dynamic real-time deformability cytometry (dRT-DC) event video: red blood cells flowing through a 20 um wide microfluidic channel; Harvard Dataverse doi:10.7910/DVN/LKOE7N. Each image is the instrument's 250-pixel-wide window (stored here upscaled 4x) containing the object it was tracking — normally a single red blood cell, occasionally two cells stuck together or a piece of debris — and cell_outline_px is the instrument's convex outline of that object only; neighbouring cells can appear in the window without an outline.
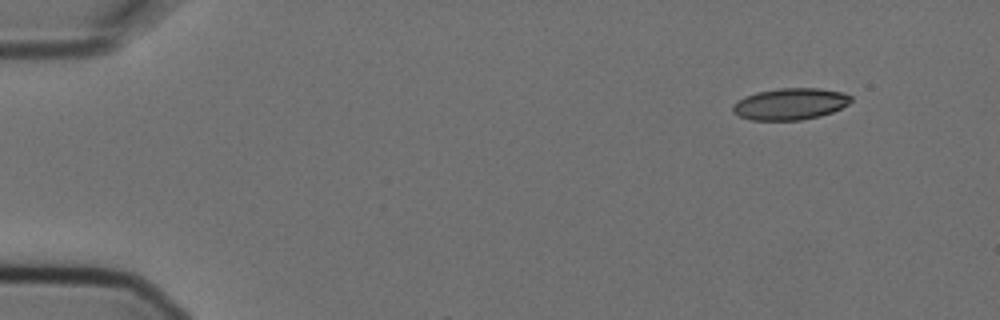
{"species": "Egyptian fruit bat (a non-hibernating species)", "species_latin": "Rousettus aegyptiacus", "temperature_condition": "cold", "stored_images_in_passage": 3, "camera_frame_rate_fps": 3000, "um_per_image_px": 0.085, "animal": {"sex": "female"}, "frame": {"image": 1, "passage_image": 1, "time_ms": 0.0, "image_size_px": [1000, 320], "cell_outline_px": [[852, 100], [848, 104], [832, 112], [820, 116], [800, 120], [748, 120], [732, 112], [732, 104], [744, 96], [756, 92], [780, 88], [820, 88], [844, 92], [852, 96]], "centroid_in_image_um": [67.15, 8.83], "position_along_channel_um": 17.8, "area_um2": 21.96}}